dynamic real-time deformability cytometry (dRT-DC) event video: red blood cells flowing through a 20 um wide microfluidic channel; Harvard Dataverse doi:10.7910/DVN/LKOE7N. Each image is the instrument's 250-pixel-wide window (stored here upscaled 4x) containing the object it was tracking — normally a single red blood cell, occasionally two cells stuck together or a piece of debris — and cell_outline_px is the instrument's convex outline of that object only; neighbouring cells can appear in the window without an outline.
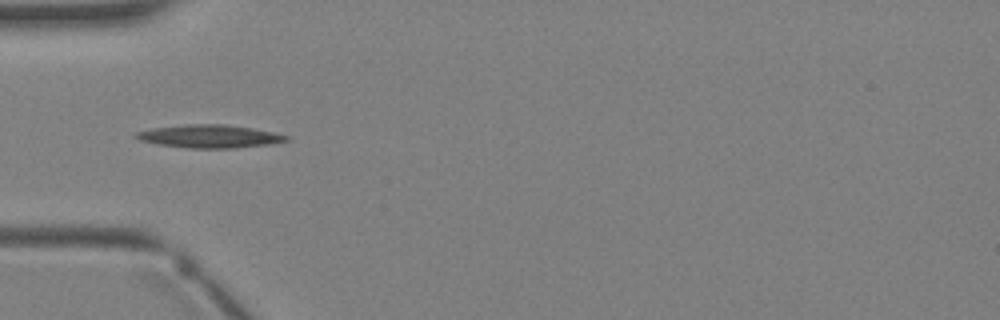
{"species": "Egyptian fruit bat (a non-hibernating species)", "species_latin": "Rousettus aegyptiacus", "temperature_condition": "warm", "stored_images_in_passage": 4, "camera_frame_rate_fps": 3000, "um_per_image_px": 0.085, "animal": {"sex": "female"}, "frame": {"image": 1, "passage_image": 4, "time_ms": 3.667, "image_size_px": [1000, 320], "cell_outline_px": [[292, 140], [272, 144], [236, 148], [188, 148], [156, 144], [140, 140], [132, 136], [136, 132], [152, 128], [184, 124], [224, 124], [252, 128], [292, 136]], "centroid_in_image_um": [17.84, 11.59], "position_along_channel_um": 67.2, "area_um2": 20.46}}